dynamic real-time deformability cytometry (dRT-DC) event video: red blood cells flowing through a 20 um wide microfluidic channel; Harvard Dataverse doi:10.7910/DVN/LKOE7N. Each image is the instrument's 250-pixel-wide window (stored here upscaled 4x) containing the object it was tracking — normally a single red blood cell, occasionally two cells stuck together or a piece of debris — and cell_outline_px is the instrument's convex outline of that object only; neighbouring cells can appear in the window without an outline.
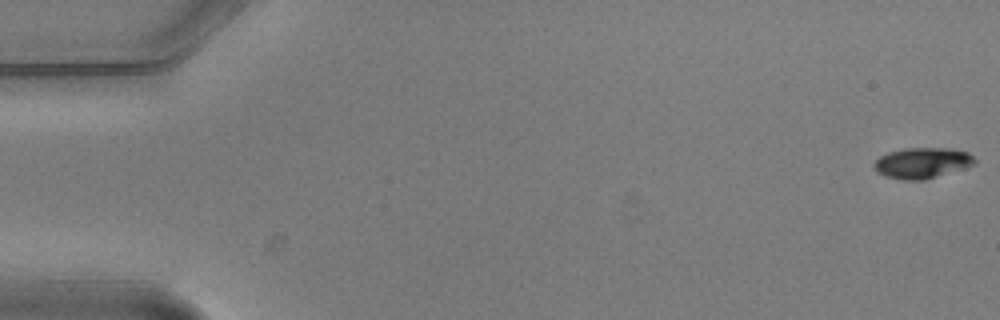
{"species": "common noctule bat (a hibernating species)", "species_latin": "Nyctalus noctula", "temperature_condition": "warm", "stored_images_in_passage": 5, "camera_frame_rate_fps": 3000, "um_per_image_px": 0.085, "animal": {"sex": "male", "body_mass_g": 20.5, "forearm_length_mm": 52.5}, "frame": {"image": 1, "passage_image": 1, "time_ms": 0.0, "image_size_px": [1000, 320], "cell_outline_px": [[976, 164], [924, 180], [900, 180], [884, 176], [876, 172], [872, 164], [880, 156], [888, 152], [904, 148], [952, 148], [968, 152], [976, 160]], "centroid_in_image_um": [78.35, 13.85], "position_along_channel_um": 6.6, "area_um2": 18.15}}
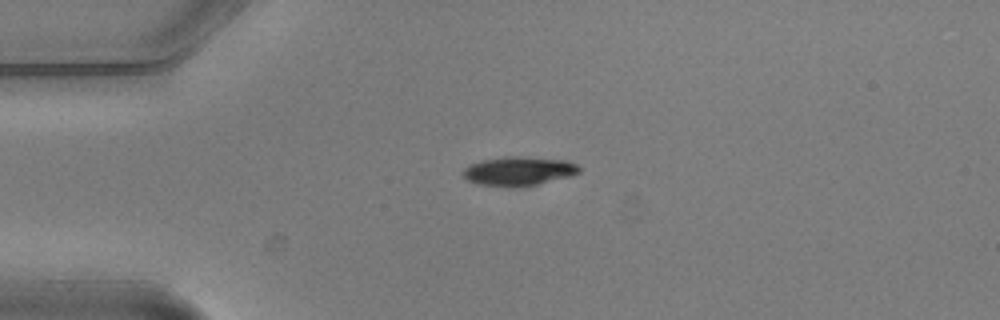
{"frame": {"image": 2, "passage_image": 4, "time_ms": 1.0, "image_size_px": [1000, 320], "cell_outline_px": [[580, 172], [572, 176], [520, 188], [508, 188], [476, 184], [468, 180], [460, 172], [464, 168], [480, 160], [508, 156], [512, 156], [564, 160], [576, 164], [580, 168]], "centroid_in_image_um": [44.06, 14.57], "position_along_channel_um": 40.9, "area_um2": 19.88}}